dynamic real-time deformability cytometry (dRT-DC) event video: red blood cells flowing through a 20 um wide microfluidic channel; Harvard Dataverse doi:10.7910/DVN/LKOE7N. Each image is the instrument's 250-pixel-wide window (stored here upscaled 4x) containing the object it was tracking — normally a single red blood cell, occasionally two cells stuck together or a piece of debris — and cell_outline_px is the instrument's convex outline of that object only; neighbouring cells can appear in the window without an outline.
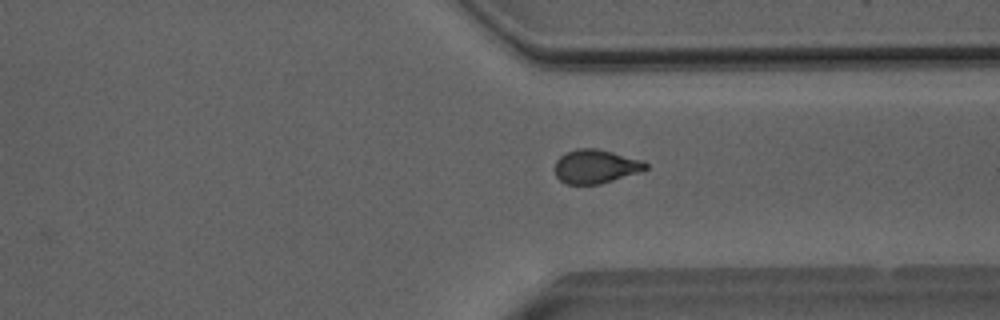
{"species": "Egyptian fruit bat (a non-hibernating species)", "species_latin": "Rousettus aegyptiacus", "temperature_condition": "room temperature", "stored_images_in_passage": 34, "camera_frame_rate_fps": 3000, "um_per_image_px": 0.085, "animal": {"sex": "male"}, "frame": {"image": 1, "passage_image": 28, "time_ms": 9.0, "image_size_px": [1000, 320], "cell_outline_px": [[648, 168], [600, 184], [564, 184], [556, 176], [556, 160], [564, 152], [576, 148], [596, 148], [644, 160], [648, 164]], "centroid_in_image_um": [50.6, 14.13], "position_along_channel_um": 360.8, "area_um2": 17.8}}
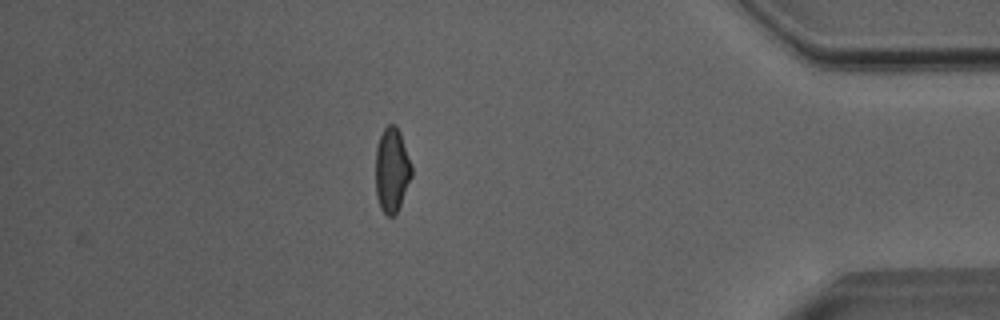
{"frame": {"image": 2, "passage_image": 34, "time_ms": 11.0, "image_size_px": [1000, 320], "cell_outline_px": [[412, 176], [400, 204], [396, 212], [392, 216], [388, 216], [380, 208], [376, 196], [376, 148], [380, 136], [384, 128], [388, 124], [396, 124], [400, 132], [412, 168]], "centroid_in_image_um": [33.3, 14.43], "position_along_channel_um": 401.9, "area_um2": 17.57}, "authors_computed_cell_mechanics": {"area_um2": 18.3515, "velocity_mm_per_s": 4.0554, "shape_relaxation_time_tau1_ms": 5.6467, "shape_relaxation_time_tau2_ms": 2.5974, "deformation_change_tau1": 0.1407, "deformation_change_tau2": 0.0956}}